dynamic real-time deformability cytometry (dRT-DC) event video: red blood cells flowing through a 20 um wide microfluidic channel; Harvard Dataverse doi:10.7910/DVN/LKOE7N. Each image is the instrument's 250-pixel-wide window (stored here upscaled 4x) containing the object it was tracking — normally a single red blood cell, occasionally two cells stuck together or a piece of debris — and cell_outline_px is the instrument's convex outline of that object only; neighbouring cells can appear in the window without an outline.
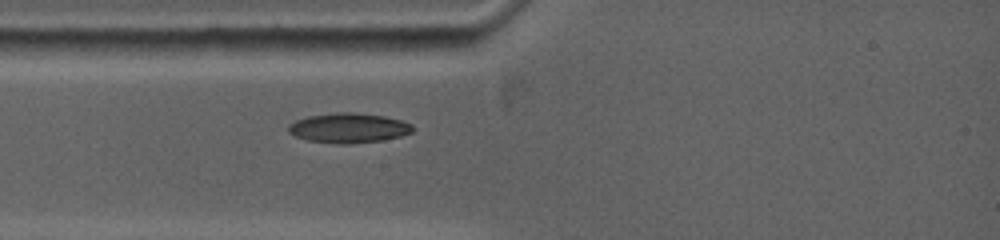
{"species": "common noctule bat (a hibernating species)", "species_latin": "Nyctalus noctula", "temperature_condition": "warm", "stored_images_in_passage": 58, "camera_frame_rate_fps": 5000, "um_per_image_px": 0.085, "animal": {"sex": "female", "body_mass_g": 19.0, "forearm_length_mm": 53.3}, "frame": {"image": 1, "passage_image": 1, "time_ms": 0.0, "image_size_px": [1000, 240], "cell_outline_px": [[412, 132], [400, 136], [380, 140], [344, 144], [340, 144], [308, 140], [296, 136], [288, 132], [288, 124], [296, 120], [308, 116], [336, 112], [352, 112], [384, 116], [400, 120], [412, 124]], "centroid_in_image_um": [29.6, 10.86], "position_along_channel_um": 55.4, "area_um2": 21.33}}
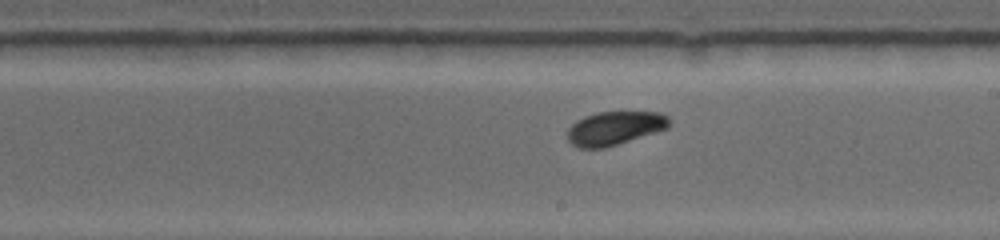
{"frame": {"image": 2, "passage_image": 25, "time_ms": 4.8, "image_size_px": [1000, 240], "cell_outline_px": [[668, 128], [616, 144], [600, 148], [580, 148], [572, 144], [568, 140], [568, 128], [576, 120], [584, 116], [596, 112], [660, 112], [668, 116]], "centroid_in_image_um": [52.21, 10.88], "position_along_channel_um": 236.8, "area_um2": 19.65}}
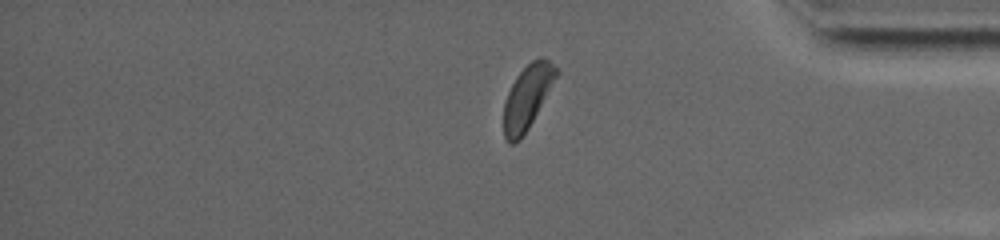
{"frame": {"image": 3, "passage_image": 48, "time_ms": 9.4, "image_size_px": [1000, 240], "cell_outline_px": [[560, 72], [528, 128], [520, 140], [516, 144], [508, 144], [504, 136], [504, 100], [516, 76], [532, 60], [540, 56], [548, 60]], "centroid_in_image_um": [44.81, 8.27], "position_along_channel_um": 390.4, "area_um2": 19.42}}